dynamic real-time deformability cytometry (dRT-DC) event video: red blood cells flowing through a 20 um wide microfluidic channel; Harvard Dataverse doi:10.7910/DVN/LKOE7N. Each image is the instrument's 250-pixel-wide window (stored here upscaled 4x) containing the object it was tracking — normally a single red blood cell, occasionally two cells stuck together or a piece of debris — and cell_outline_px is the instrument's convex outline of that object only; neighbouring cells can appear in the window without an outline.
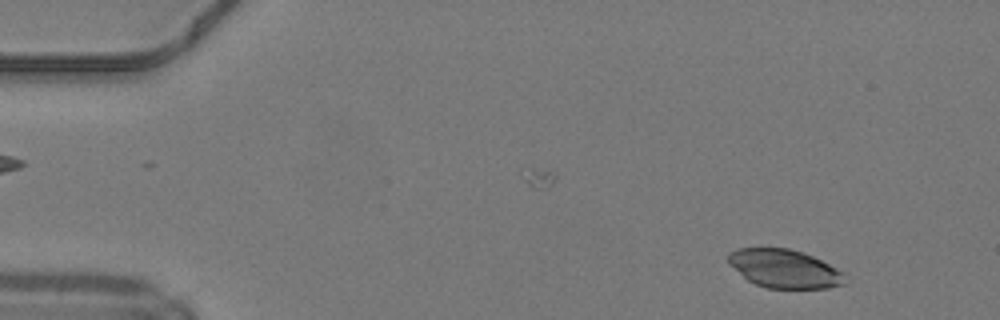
{"species": "common noctule bat (a hibernating species)", "species_latin": "Nyctalus noctula", "temperature_condition": "warm", "stored_images_in_passage": 47, "camera_frame_rate_fps": 3000, "um_per_image_px": 0.085, "animal": {"sex": "male", "body_mass_g": 19.2, "forearm_length_mm": 51.8}, "frame": {"image": 1, "passage_image": 3, "time_ms": 0.667, "image_size_px": [1000, 320], "cell_outline_px": [[844, 284], [828, 288], [768, 288], [756, 284], [748, 280], [728, 264], [728, 252], [736, 248], [788, 248], [812, 256], [844, 272]], "centroid_in_image_um": [66.64, 22.83], "position_along_channel_um": 18.4, "area_um2": 25.95}}
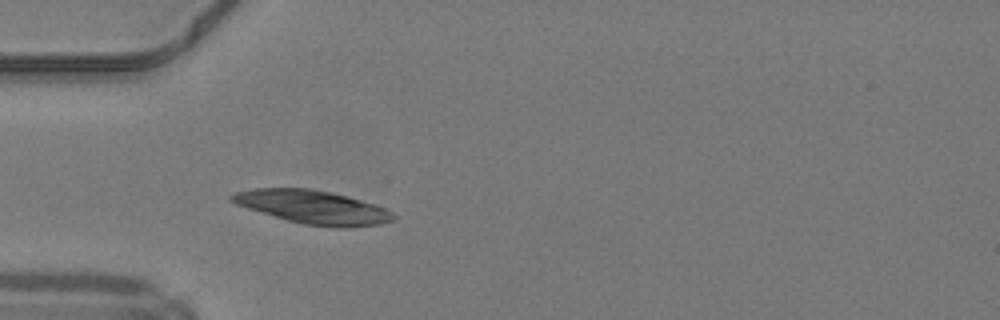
{"frame": {"image": 2, "passage_image": 13, "time_ms": 4.0, "image_size_px": [1000, 320], "cell_outline_px": [[396, 216], [392, 220], [380, 224], [344, 228], [340, 228], [304, 224], [288, 220], [248, 208], [236, 204], [228, 200], [228, 196], [236, 192], [256, 188], [312, 188], [360, 200], [384, 208], [392, 212]], "centroid_in_image_um": [26.56, 17.6], "position_along_channel_um": 58.4, "area_um2": 31.04}}